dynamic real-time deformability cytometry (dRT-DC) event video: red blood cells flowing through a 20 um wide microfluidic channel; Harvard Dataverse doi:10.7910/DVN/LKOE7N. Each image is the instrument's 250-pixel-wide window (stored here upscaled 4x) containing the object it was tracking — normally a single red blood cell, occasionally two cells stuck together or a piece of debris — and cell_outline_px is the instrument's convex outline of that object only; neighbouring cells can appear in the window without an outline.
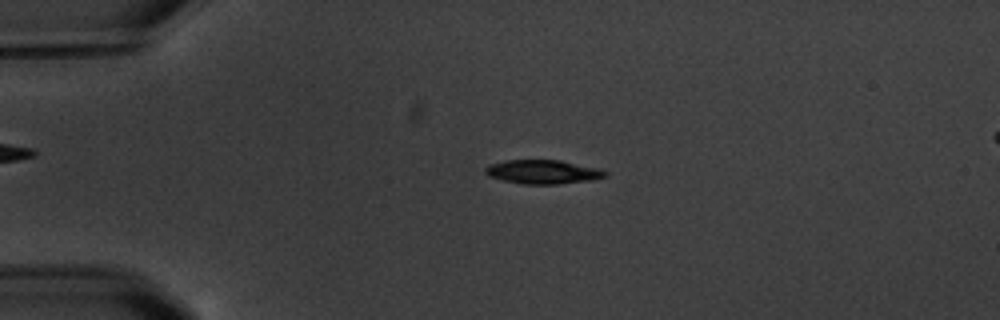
{"species": "common noctule bat (a hibernating species)", "species_latin": "Nyctalus noctula", "temperature_condition": "warm", "stored_images_in_passage": 4, "segment_of_instrument_passage": [1, 2], "camera_frame_rate_fps": 3000, "um_per_image_px": 0.085, "animal": {"sex": "male", "body_mass_g": 20.1, "forearm_length_mm": 53.5}, "frame": {"image": 1, "passage_image": 2, "time_ms": 2.0, "image_size_px": [1000, 320], "cell_outline_px": [[608, 176], [592, 180], [556, 184], [520, 184], [488, 176], [484, 172], [484, 168], [488, 164], [504, 160], [560, 160], [600, 168], [608, 172]], "centroid_in_image_um": [46.15, 14.6], "position_along_channel_um": 38.9, "area_um2": 16.94}}